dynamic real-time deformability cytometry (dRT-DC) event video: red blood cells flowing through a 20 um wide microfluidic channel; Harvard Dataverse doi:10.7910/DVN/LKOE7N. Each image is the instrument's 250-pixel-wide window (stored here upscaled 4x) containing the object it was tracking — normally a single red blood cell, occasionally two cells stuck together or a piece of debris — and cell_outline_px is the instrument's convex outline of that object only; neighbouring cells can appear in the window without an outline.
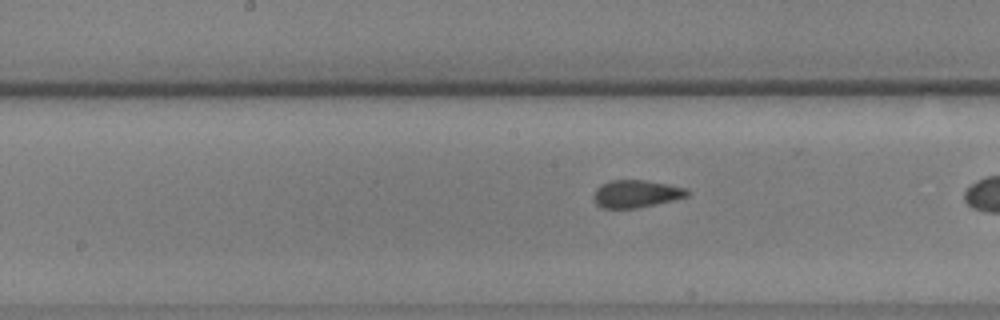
{"species": "common noctule bat (a hibernating species)", "species_latin": "Nyctalus noctula", "temperature_condition": "warm", "stored_images_in_passage": 28, "camera_frame_rate_fps": 3000, "um_per_image_px": 0.085, "animal": {"sex": "male", "body_mass_g": 17.9, "forearm_length_mm": 54.2}, "frame": {"image": 1, "passage_image": 13, "time_ms": 4.0, "image_size_px": [1000, 320], "cell_outline_px": [[688, 196], [672, 200], [636, 208], [604, 208], [596, 204], [592, 196], [596, 188], [600, 184], [612, 180], [644, 180], [668, 184], [688, 188]], "centroid_in_image_um": [54.04, 16.46], "position_along_channel_um": 194.2, "area_um2": 14.97}}
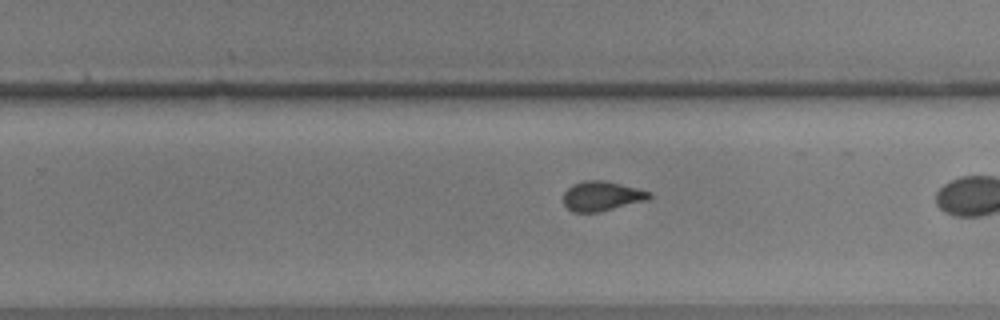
{"frame": {"image": 2, "passage_image": 20, "time_ms": 6.333, "image_size_px": [1000, 320], "cell_outline_px": [[652, 196], [648, 200], [600, 212], [572, 212], [564, 204], [564, 192], [572, 184], [584, 180], [604, 180], [652, 192]], "centroid_in_image_um": [51.16, 16.67], "position_along_channel_um": 278.6, "area_um2": 14.91}}